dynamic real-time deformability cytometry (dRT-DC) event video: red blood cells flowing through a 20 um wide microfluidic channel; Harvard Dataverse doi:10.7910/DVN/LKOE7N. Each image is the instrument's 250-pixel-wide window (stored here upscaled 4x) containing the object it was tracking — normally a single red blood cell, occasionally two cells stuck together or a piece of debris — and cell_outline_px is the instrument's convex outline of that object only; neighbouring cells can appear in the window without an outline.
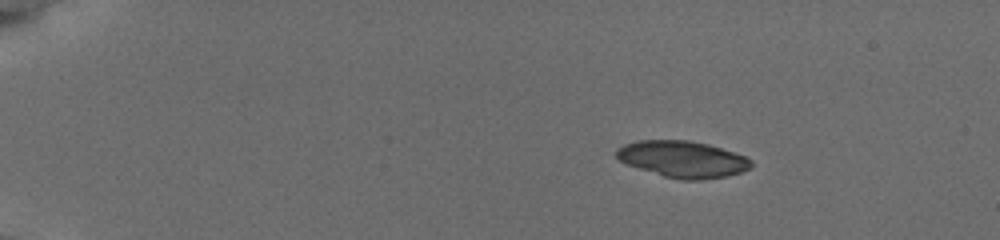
{"species": "common noctule bat (a hibernating species)", "species_latin": "Nyctalus noctula", "temperature_condition": "cold", "stored_images_in_passage": 21, "camera_frame_rate_fps": 3000, "um_per_image_px": 0.085, "animal": {"sex": "female", "body_mass_g": 19.5, "forearm_length_mm": 54.1}, "frame": {"image": 1, "passage_image": 1, "time_ms": 0.0, "image_size_px": [1000, 240], "cell_outline_px": [[756, 164], [740, 172], [728, 176], [700, 180], [684, 180], [664, 176], [628, 164], [620, 160], [616, 156], [616, 148], [624, 144], [640, 140], [684, 140], [708, 144], [744, 156], [752, 160]], "centroid_in_image_um": [58.04, 13.53], "position_along_channel_um": 27.0, "area_um2": 28.38}}
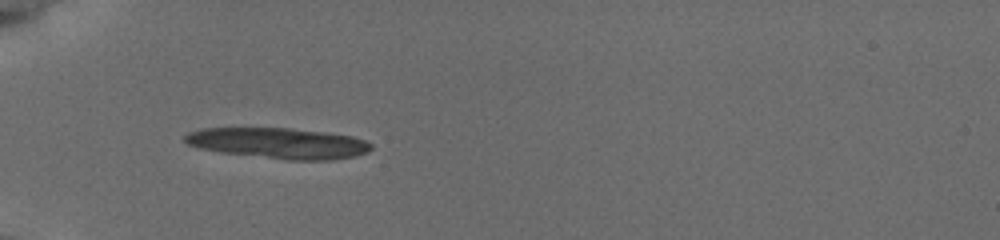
{"frame": {"image": 2, "passage_image": 20, "time_ms": 3.333, "image_size_px": [1000, 240], "cell_outline_px": [[372, 148], [368, 152], [356, 156], [332, 160], [288, 160], [220, 152], [200, 148], [188, 144], [184, 140], [184, 136], [188, 132], [200, 128], [288, 128], [352, 136], [364, 140], [372, 144]], "centroid_in_image_um": [23.67, 12.18], "position_along_channel_um": 61.3, "area_um2": 33.29}}